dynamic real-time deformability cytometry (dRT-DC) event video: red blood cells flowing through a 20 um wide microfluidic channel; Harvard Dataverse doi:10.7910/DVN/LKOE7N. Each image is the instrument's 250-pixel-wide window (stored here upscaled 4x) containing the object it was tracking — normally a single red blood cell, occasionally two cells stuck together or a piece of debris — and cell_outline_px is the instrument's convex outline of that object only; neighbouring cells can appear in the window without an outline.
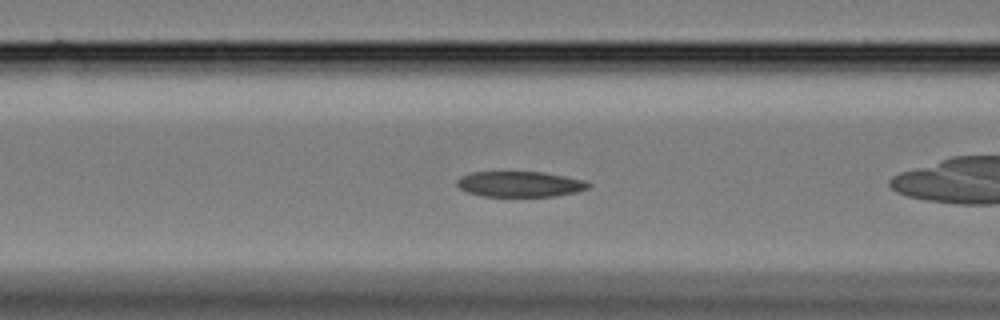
{"species": "Egyptian fruit bat (a non-hibernating species)", "species_latin": "Rousettus aegyptiacus", "temperature_condition": "cold", "stored_images_in_passage": 34, "camera_frame_rate_fps": 3000, "um_per_image_px": 0.085, "animal": {"sex": "female"}, "frame": {"image": 1, "passage_image": 3, "time_ms": 0.667, "image_size_px": [1000, 320], "cell_outline_px": [[592, 184], [588, 188], [576, 192], [556, 196], [484, 196], [468, 192], [460, 188], [456, 184], [456, 180], [460, 176], [472, 172], [544, 172], [584, 180]], "centroid_in_image_um": [44.19, 15.64], "position_along_channel_um": 122.4, "area_um2": 19.54}}
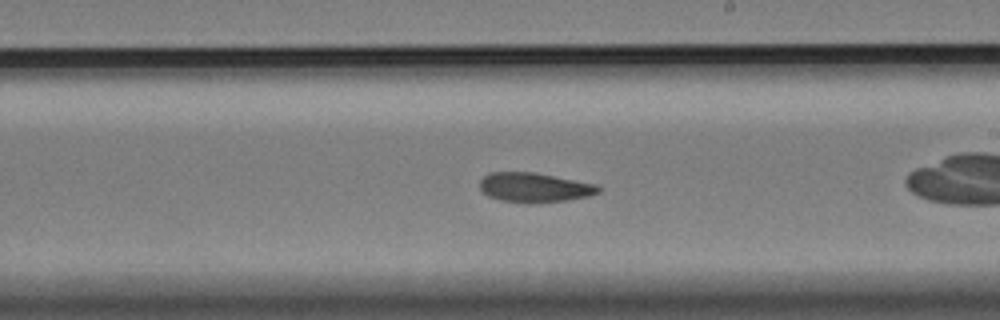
{"frame": {"image": 2, "passage_image": 14, "time_ms": 4.333, "image_size_px": [1000, 320], "cell_outline_px": [[600, 192], [588, 196], [564, 200], [532, 204], [528, 204], [500, 200], [488, 196], [480, 188], [480, 180], [488, 172], [536, 172], [596, 184], [600, 188]], "centroid_in_image_um": [45.4, 15.93], "position_along_channel_um": 243.6, "area_um2": 20.52}}
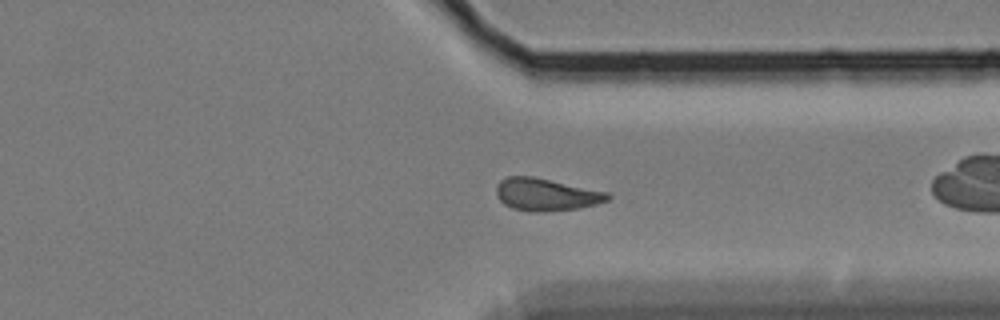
{"frame": {"image": 3, "passage_image": 25, "time_ms": 8.0, "image_size_px": [1000, 320], "cell_outline_px": [[612, 196], [608, 200], [596, 204], [580, 208], [540, 212], [528, 212], [512, 208], [504, 204], [496, 196], [496, 184], [500, 180], [508, 176], [532, 176], [608, 192]], "centroid_in_image_um": [46.39, 16.54], "position_along_channel_um": 365.0, "area_um2": 21.15}}